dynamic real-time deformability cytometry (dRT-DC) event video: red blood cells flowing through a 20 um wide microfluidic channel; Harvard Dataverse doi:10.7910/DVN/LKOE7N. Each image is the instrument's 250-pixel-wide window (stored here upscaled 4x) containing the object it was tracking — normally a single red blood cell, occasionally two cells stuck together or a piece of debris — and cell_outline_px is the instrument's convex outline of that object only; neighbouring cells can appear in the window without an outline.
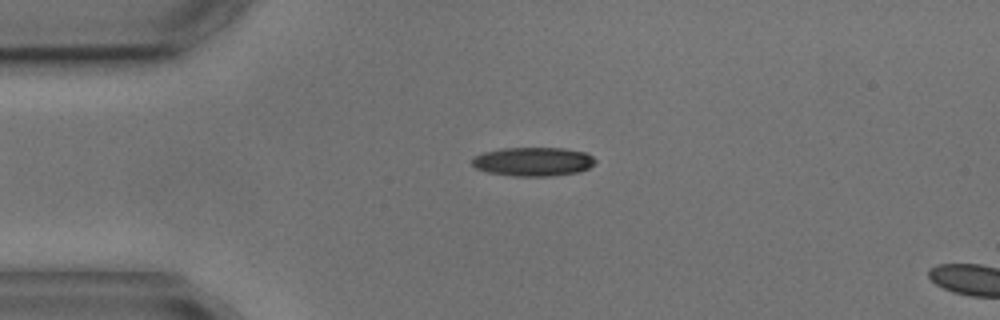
{"species": "common noctule bat (a hibernating species)", "species_latin": "Nyctalus noctula", "temperature_condition": "cold", "stored_images_in_passage": 3, "camera_frame_rate_fps": 3000, "um_per_image_px": 0.085, "animal": {"sex": "male", "body_mass_g": 17.9, "forearm_length_mm": 54.2}, "frame": {"image": 1, "passage_image": 2, "time_ms": 1.333, "image_size_px": [1000, 320], "cell_outline_px": [[596, 160], [588, 168], [580, 172], [552, 176], [512, 176], [488, 172], [476, 168], [472, 164], [472, 156], [484, 152], [500, 148], [564, 148], [588, 152]], "centroid_in_image_um": [45.32, 13.73], "position_along_channel_um": 39.7, "area_um2": 20.92}}